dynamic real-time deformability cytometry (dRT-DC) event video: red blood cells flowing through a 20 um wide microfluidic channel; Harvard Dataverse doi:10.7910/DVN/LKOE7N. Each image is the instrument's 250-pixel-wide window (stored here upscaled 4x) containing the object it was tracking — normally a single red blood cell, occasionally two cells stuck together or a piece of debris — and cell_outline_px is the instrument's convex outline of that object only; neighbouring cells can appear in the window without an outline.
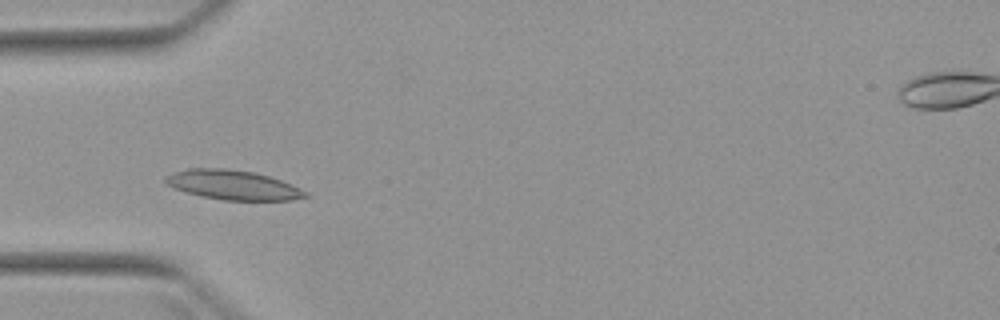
{"species": "Egyptian fruit bat (a non-hibernating species)", "species_latin": "Rousettus aegyptiacus", "temperature_condition": "warm", "stored_images_in_passage": 5, "camera_frame_rate_fps": 3000, "um_per_image_px": 0.085, "animal": {"sex": "female"}, "frame": {"image": 1, "passage_image": 4, "time_ms": 3.667, "image_size_px": [1000, 320], "cell_outline_px": [[308, 196], [292, 200], [224, 200], [200, 196], [164, 184], [164, 176], [188, 168], [224, 168], [252, 172], [268, 176], [280, 180], [300, 188], [308, 192]], "centroid_in_image_um": [19.78, 15.72], "position_along_channel_um": 65.2, "area_um2": 23.87}}
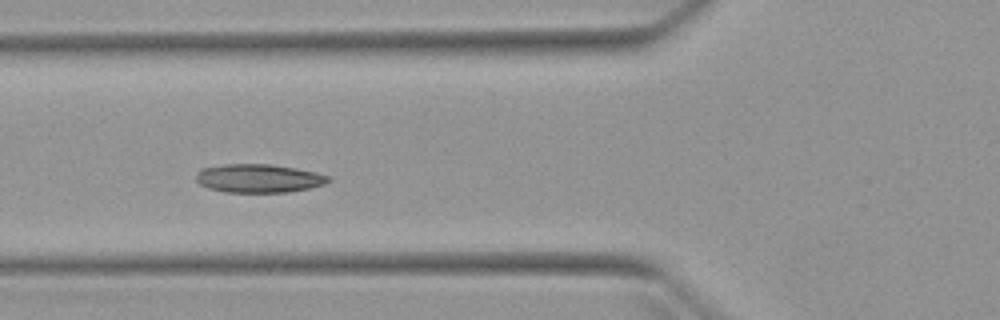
{"frame": {"image": 2, "passage_image": 5, "time_ms": 4.667, "image_size_px": [1000, 320], "cell_outline_px": [[332, 180], [324, 184], [308, 188], [288, 192], [224, 192], [208, 188], [200, 184], [196, 180], [196, 172], [200, 168], [224, 164], [272, 164], [296, 168], [316, 172], [332, 176]], "centroid_in_image_um": [21.99, 15.15], "position_along_channel_um": 103.8, "area_um2": 22.2}}